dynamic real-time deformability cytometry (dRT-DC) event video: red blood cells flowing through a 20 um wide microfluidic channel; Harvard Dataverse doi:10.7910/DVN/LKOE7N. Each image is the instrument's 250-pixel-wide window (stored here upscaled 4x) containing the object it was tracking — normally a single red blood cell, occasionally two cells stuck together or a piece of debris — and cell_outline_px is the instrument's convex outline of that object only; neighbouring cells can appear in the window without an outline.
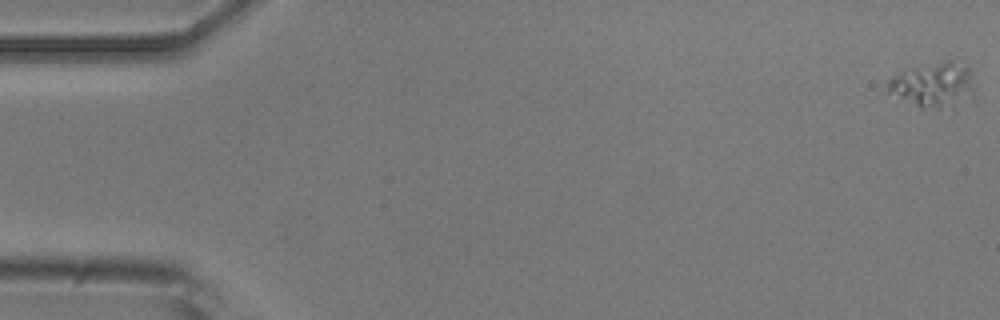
{"species": "common noctule bat (a hibernating species)", "species_latin": "Nyctalus noctula", "temperature_condition": "room temperature", "stored_images_in_passage": 6, "camera_frame_rate_fps": 3000, "um_per_image_px": 0.085, "animal": {"sex": "male", "body_mass_g": 20.5, "forearm_length_mm": 52.5}, "frame": {"image": 1, "passage_image": 1, "time_ms": 0.0, "image_size_px": [1000, 320], "cell_outline_px": [[976, 104], [940, 108], [920, 108], [884, 92], [888, 80], [892, 76], [900, 72], [944, 60], [952, 60], [968, 68], [972, 76], [976, 100]], "centroid_in_image_um": [79.41, 7.29], "position_along_channel_um": 5.6, "area_um2": 23.7}}
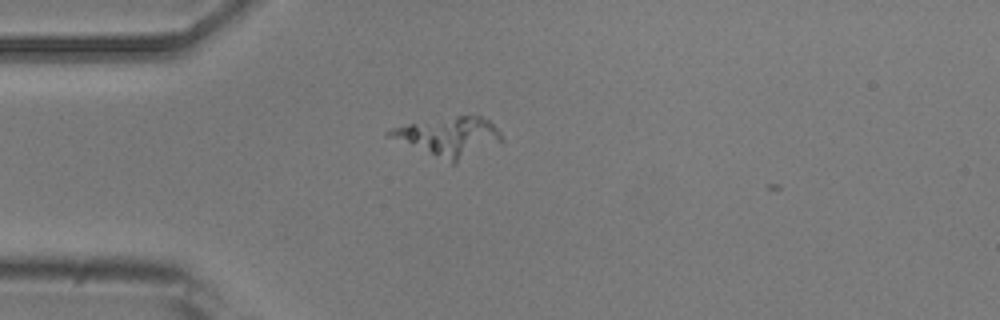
{"frame": {"image": 2, "passage_image": 5, "time_ms": 4.667, "image_size_px": [1000, 320], "cell_outline_px": [[504, 140], [456, 164], [452, 164], [388, 136], [384, 132], [392, 128], [408, 124], [456, 116], [480, 116], [488, 120], [500, 132]], "centroid_in_image_um": [38.19, 11.64], "position_along_channel_um": 46.8, "area_um2": 25.2}}